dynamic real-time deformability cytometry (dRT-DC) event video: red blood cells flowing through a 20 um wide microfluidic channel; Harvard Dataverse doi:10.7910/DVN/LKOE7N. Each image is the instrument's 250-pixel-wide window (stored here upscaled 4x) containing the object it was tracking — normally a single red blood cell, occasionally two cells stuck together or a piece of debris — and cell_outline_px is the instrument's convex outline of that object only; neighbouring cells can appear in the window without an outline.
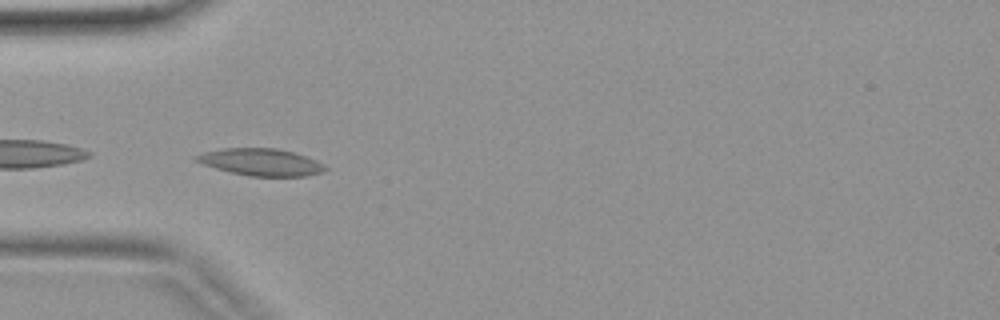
{"species": "common noctule bat (a hibernating species)", "species_latin": "Nyctalus noctula", "temperature_condition": "warm", "stored_images_in_passage": 4, "camera_frame_rate_fps": 3000, "um_per_image_px": 0.085, "animal": {"sex": "female", "body_mass_g": 19.9}, "frame": {"image": 1, "passage_image": 4, "time_ms": 1.0, "image_size_px": [1000, 320], "cell_outline_px": [[328, 168], [324, 172], [304, 176], [248, 176], [216, 168], [192, 160], [192, 156], [204, 152], [224, 148], [276, 148], [292, 152], [316, 160], [324, 164]], "centroid_in_image_um": [22.17, 13.78], "position_along_channel_um": 62.8, "area_um2": 20.29}}